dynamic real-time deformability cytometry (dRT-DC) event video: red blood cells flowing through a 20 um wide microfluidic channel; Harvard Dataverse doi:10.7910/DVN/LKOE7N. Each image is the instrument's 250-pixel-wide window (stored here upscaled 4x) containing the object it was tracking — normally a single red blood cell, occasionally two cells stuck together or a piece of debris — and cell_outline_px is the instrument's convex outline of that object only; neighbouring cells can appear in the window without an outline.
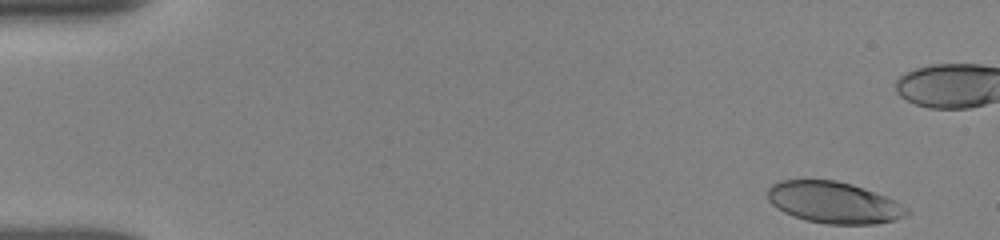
{"species": "human", "species_latin": "Homo sapiens", "temperature_condition": "room temperature", "stored_images_in_passage": 31, "camera_frame_rate_fps": 3000, "um_per_image_px": 0.085, "donor": {"sex": "female"}, "frame": {"image": 1, "passage_image": 1, "time_ms": 0.0, "image_size_px": [1000, 240], "cell_outline_px": [[912, 212], [896, 220], [876, 224], [828, 224], [804, 220], [792, 216], [784, 212], [772, 204], [768, 200], [768, 188], [772, 184], [780, 180], [836, 180], [852, 184], [864, 188], [896, 200], [908, 208]], "centroid_in_image_um": [70.9, 17.22], "position_along_channel_um": 14.1, "area_um2": 33.87}}
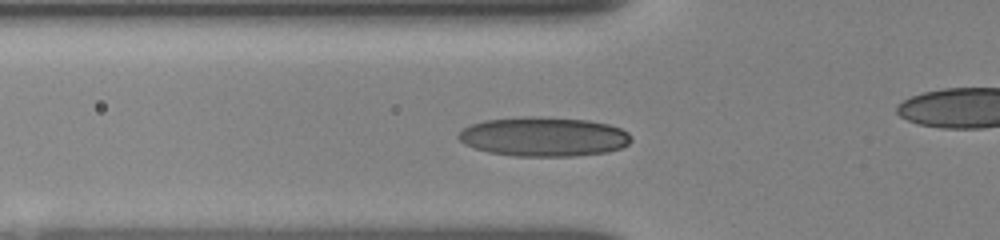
{"frame": {"image": 2, "passage_image": 26, "time_ms": 5.0, "image_size_px": [1000, 240], "cell_outline_px": [[632, 140], [628, 144], [620, 148], [608, 152], [572, 156], [512, 156], [488, 152], [464, 144], [456, 136], [464, 128], [472, 124], [484, 120], [524, 116], [540, 116], [588, 120], [608, 124], [620, 128], [628, 132], [632, 136]], "centroid_in_image_um": [46.22, 11.61], "position_along_channel_um": 79.6, "area_um2": 39.82}}